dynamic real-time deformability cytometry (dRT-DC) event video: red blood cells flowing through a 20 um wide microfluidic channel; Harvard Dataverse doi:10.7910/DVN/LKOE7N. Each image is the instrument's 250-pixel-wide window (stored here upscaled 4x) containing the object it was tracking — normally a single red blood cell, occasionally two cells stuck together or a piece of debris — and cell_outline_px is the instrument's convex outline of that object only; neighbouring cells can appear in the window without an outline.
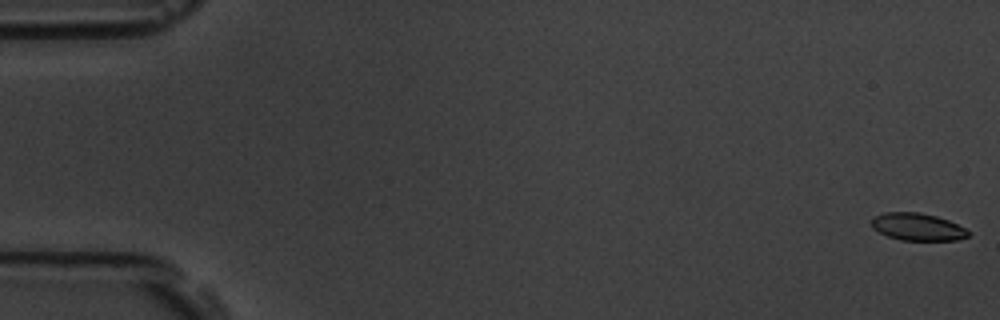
{"species": "common noctule bat (a hibernating species)", "species_latin": "Nyctalus noctula", "temperature_condition": "room temperature", "stored_images_in_passage": 7, "camera_frame_rate_fps": 3000, "um_per_image_px": 0.085, "animal": {"sex": "male", "body_mass_g": 19.5, "forearm_length_mm": 54.6}, "frame": {"image": 1, "passage_image": 1, "time_ms": 0.0, "image_size_px": [1000, 320], "cell_outline_px": [[968, 236], [956, 240], [900, 240], [888, 236], [872, 228], [872, 216], [884, 212], [920, 212], [936, 216], [948, 220], [964, 228], [968, 232]], "centroid_in_image_um": [77.94, 19.27], "position_along_channel_um": 7.1, "area_um2": 15.32}}
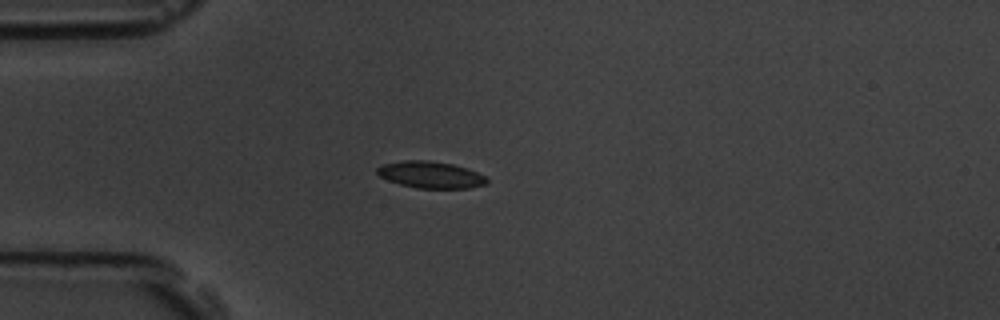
{"frame": {"image": 2, "passage_image": 5, "time_ms": 5.0, "image_size_px": [1000, 320], "cell_outline_px": [[488, 184], [468, 188], [416, 188], [400, 184], [388, 180], [380, 176], [376, 172], [376, 168], [384, 164], [404, 160], [428, 160], [452, 164], [488, 176]], "centroid_in_image_um": [36.62, 14.86], "position_along_channel_um": 48.4, "area_um2": 17.05}}
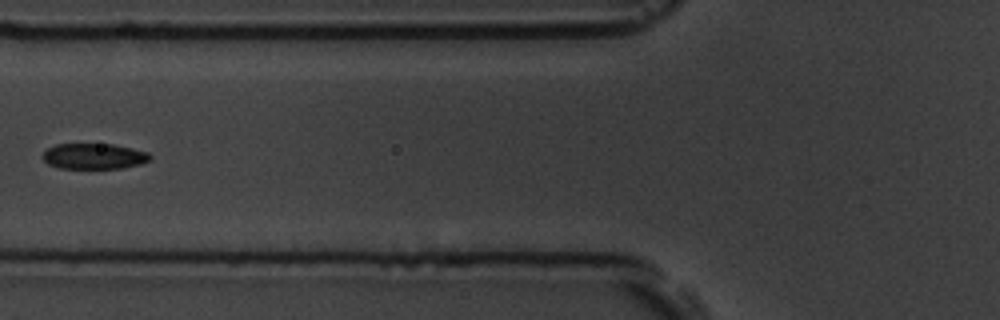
{"frame": {"image": 3, "passage_image": 7, "time_ms": 7.333, "image_size_px": [1000, 320], "cell_outline_px": [[152, 160], [140, 164], [120, 168], [60, 168], [48, 164], [40, 156], [48, 148], [56, 144], [112, 144], [132, 148], [148, 152], [152, 156]], "centroid_in_image_um": [8.0, 13.28], "position_along_channel_um": 117.8, "area_um2": 16.13}}